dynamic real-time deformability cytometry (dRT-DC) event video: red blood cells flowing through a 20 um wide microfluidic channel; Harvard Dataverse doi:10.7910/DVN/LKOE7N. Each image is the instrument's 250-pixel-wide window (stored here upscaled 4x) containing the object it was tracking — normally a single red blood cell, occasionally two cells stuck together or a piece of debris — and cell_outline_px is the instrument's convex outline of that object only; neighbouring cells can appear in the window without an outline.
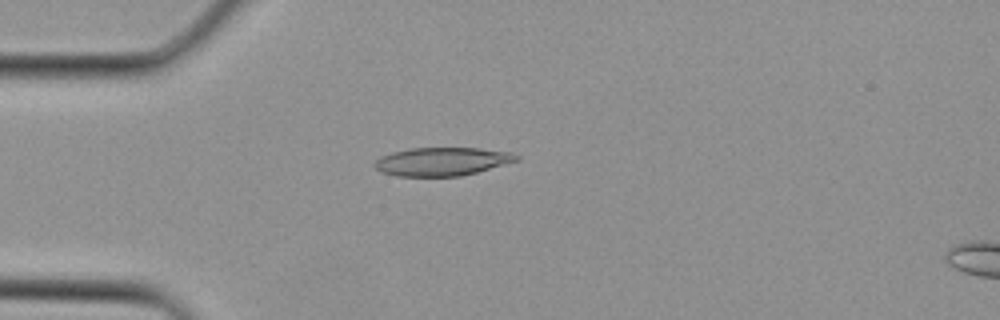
{"species": "Egyptian fruit bat (a non-hibernating species)", "species_latin": "Rousettus aegyptiacus", "temperature_condition": "cold", "stored_images_in_passage": 2, "camera_frame_rate_fps": 3000, "um_per_image_px": 0.085, "animal": {"sex": "female"}, "frame": {"image": 1, "passage_image": 1, "time_ms": 0.0, "image_size_px": [1000, 320], "cell_outline_px": [[520, 160], [476, 172], [460, 176], [396, 176], [380, 172], [372, 164], [380, 156], [392, 152], [412, 148], [480, 148], [512, 152], [520, 156]], "centroid_in_image_um": [37.57, 13.72], "position_along_channel_um": 47.4, "area_um2": 23.52}}